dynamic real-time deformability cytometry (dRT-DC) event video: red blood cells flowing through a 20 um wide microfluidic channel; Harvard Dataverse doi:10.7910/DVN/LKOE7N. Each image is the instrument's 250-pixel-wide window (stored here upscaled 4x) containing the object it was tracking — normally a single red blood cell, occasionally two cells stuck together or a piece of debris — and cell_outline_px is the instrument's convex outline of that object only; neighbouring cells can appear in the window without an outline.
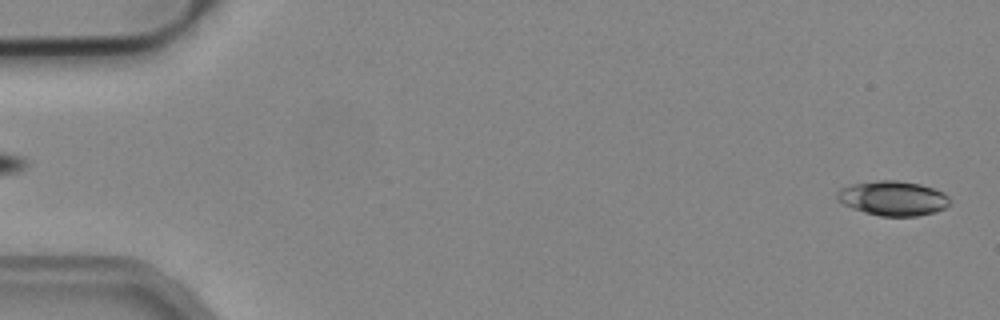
{"species": "common noctule bat (a hibernating species)", "species_latin": "Nyctalus noctula", "temperature_condition": "cold", "stored_images_in_passage": 3, "camera_frame_rate_fps": 3000, "um_per_image_px": 0.085, "animal": {"sex": "male", "body_mass_g": 19.2, "forearm_length_mm": 51.8}, "frame": {"image": 1, "passage_image": 1, "time_ms": 0.0, "image_size_px": [1000, 320], "cell_outline_px": [[952, 200], [944, 208], [936, 212], [916, 216], [880, 216], [864, 212], [852, 208], [836, 200], [836, 192], [840, 188], [852, 184], [876, 180], [896, 180], [920, 184], [944, 192]], "centroid_in_image_um": [75.89, 16.85], "position_along_channel_um": 9.1, "area_um2": 22.89}}